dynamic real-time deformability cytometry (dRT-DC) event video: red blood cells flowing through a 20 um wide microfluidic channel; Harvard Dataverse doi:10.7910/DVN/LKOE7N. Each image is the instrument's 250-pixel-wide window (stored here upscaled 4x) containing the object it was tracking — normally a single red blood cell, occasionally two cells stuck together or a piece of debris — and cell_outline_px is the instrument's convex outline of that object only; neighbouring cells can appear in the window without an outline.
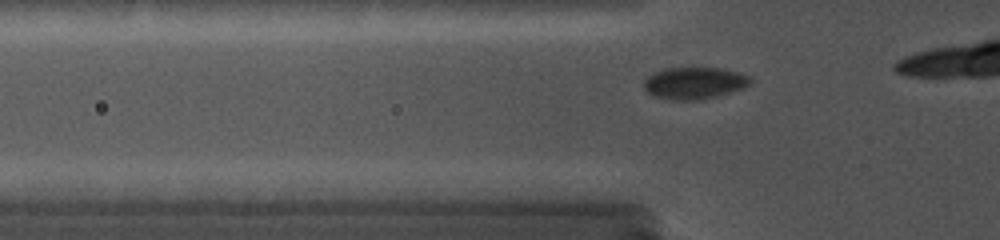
{"species": "common noctule bat (a hibernating species)", "species_latin": "Nyctalus noctula", "temperature_condition": "cold", "stored_images_in_passage": 9, "camera_frame_rate_fps": 5000, "um_per_image_px": 0.085, "animal": {"sex": "female", "body_mass_g": 19.0, "forearm_length_mm": 56.7}, "frame": {"image": 1, "passage_image": 4, "time_ms": 1.2, "image_size_px": [1000, 240], "cell_outline_px": [[752, 80], [744, 88], [716, 96], [700, 100], [672, 100], [652, 96], [644, 88], [644, 80], [652, 72], [664, 68], [724, 68], [740, 72], [752, 76]], "centroid_in_image_um": [59.02, 7.05], "position_along_channel_um": 66.8, "area_um2": 20.06}}